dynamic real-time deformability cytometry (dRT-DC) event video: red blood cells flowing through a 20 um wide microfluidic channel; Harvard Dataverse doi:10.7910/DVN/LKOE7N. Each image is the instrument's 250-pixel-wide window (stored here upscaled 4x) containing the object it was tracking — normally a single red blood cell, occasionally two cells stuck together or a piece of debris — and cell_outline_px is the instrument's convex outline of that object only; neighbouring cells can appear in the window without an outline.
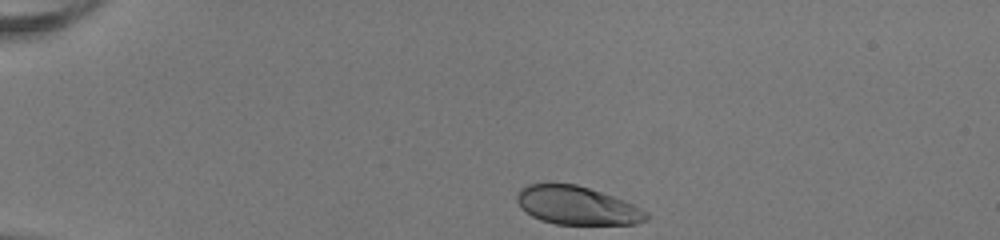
{"species": "human", "species_latin": "Homo sapiens", "temperature_condition": "room temperature", "stored_images_in_passage": 34, "camera_frame_rate_fps": 3000, "um_per_image_px": 0.085, "donor": {"sex": "female"}, "frame": {"image": 1, "passage_image": 1, "time_ms": 0.0, "image_size_px": [1000, 240], "cell_outline_px": [[648, 220], [636, 224], [556, 224], [540, 220], [532, 216], [520, 208], [516, 200], [516, 196], [520, 188], [528, 184], [576, 184], [624, 200], [648, 212]], "centroid_in_image_um": [49.03, 17.48], "position_along_channel_um": 36.0, "area_um2": 28.84}}
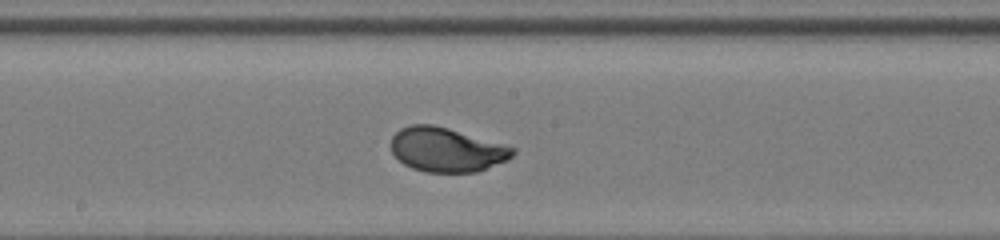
{"frame": {"image": 2, "passage_image": 19, "time_ms": 6.0, "image_size_px": [1000, 240], "cell_outline_px": [[516, 152], [508, 160], [476, 172], [428, 172], [412, 168], [404, 164], [392, 152], [392, 136], [400, 128], [412, 124], [432, 124], [448, 128], [504, 144], [516, 148]], "centroid_in_image_um": [37.98, 12.72], "position_along_channel_um": 210.2, "area_um2": 31.27}}
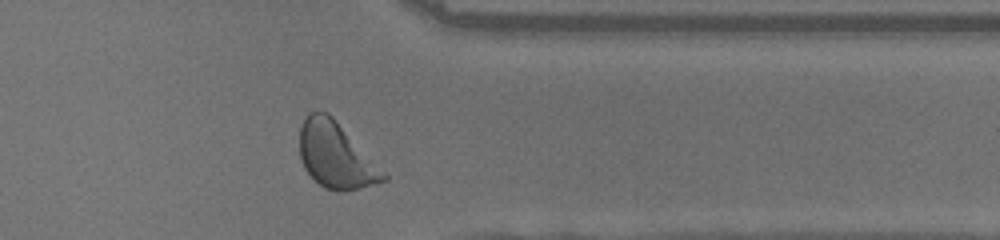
{"frame": {"image": 3, "passage_image": 32, "time_ms": 10.333, "image_size_px": [1000, 240], "cell_outline_px": [[388, 180], [376, 184], [360, 188], [336, 192], [324, 188], [304, 168], [300, 160], [300, 128], [308, 112], [328, 112], [332, 116], [388, 176]], "centroid_in_image_um": [28.53, 13.22], "position_along_channel_um": 382.9, "area_um2": 31.67}, "authors_computed_cell_mechanics": {"area_um2": 31.1542, "velocity_mm_per_s": 4.0396, "shape_relaxation_time_tau1_ms": 2.0815, "shape_relaxation_time_tau2_ms": null, "deformation_change_tau1": 0.1432, "deformation_change_tau2": null}}